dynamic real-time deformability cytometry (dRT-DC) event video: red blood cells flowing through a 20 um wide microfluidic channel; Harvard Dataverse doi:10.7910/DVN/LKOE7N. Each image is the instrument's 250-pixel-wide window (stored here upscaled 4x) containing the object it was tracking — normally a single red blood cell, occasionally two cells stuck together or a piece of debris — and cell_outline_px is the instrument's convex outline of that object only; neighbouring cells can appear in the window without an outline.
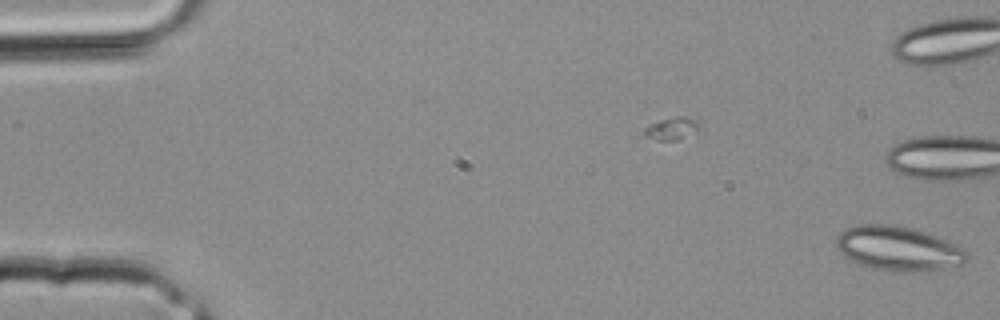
{"species": "common noctule bat (a hibernating species)", "species_latin": "Nyctalus noctula", "temperature_condition": "room temperature", "stored_images_in_passage": 6, "camera_frame_rate_fps": 3000, "um_per_image_px": 0.085, "animal": {"sex": "male", "body_mass_g": 20.4}, "frame": {"image": 1, "passage_image": 6, "time_ms": 1.667, "image_size_px": [1000, 320], "cell_outline_px": [[968, 260], [964, 264], [940, 268], [912, 272], [896, 272], [872, 268], [860, 264], [844, 256], [836, 248], [836, 236], [840, 232], [856, 224], [888, 224], [912, 228], [924, 232], [964, 248], [968, 252]], "centroid_in_image_um": [76.32, 21.12], "position_along_channel_um": 8.7, "area_um2": 33.64}}